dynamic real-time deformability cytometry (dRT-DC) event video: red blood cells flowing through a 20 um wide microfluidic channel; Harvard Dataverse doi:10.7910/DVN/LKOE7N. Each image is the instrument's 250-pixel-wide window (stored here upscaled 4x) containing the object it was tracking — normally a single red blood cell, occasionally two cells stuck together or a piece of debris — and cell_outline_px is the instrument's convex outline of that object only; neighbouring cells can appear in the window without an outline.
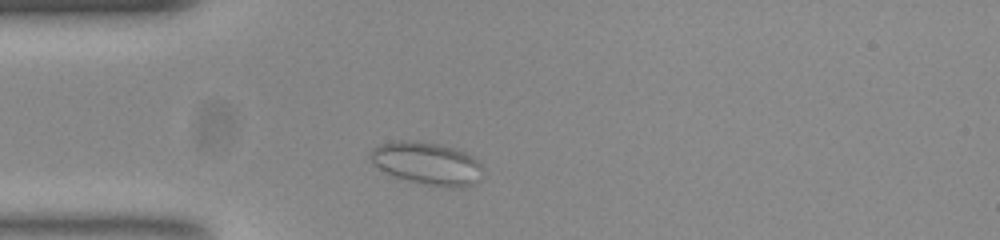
{"species": "common noctule bat (a hibernating species)", "species_latin": "Nyctalus noctula", "temperature_condition": "room temperature", "stored_images_in_passage": 46, "camera_frame_rate_fps": 3000, "um_per_image_px": 0.085, "animal": {"sex": "female", "body_mass_g": 23.0, "forearm_length_mm": 53.4}, "frame": {"image": 1, "passage_image": 5, "time_ms": 1.333, "image_size_px": [1000, 240], "cell_outline_px": [[480, 164], [472, 184], [460, 188], [448, 188], [424, 184], [408, 180], [396, 176], [380, 168], [372, 160], [372, 152], [380, 144], [392, 140], [420, 140], [440, 144], [456, 148], [468, 152]], "centroid_in_image_um": [36.29, 13.85], "position_along_channel_um": 48.7, "area_um2": 27.28}}
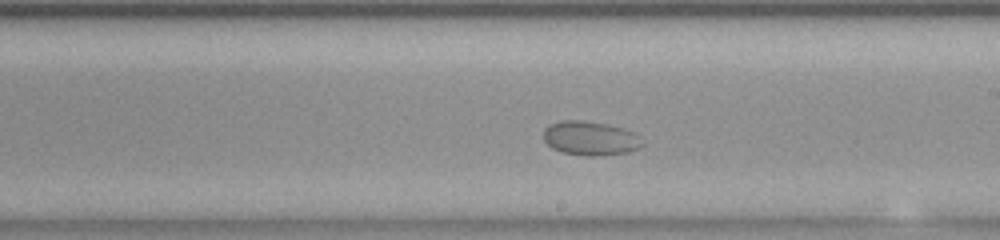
{"frame": {"image": 2, "passage_image": 22, "time_ms": 7.0, "image_size_px": [1000, 240], "cell_outline_px": [[644, 144], [640, 148], [628, 152], [600, 156], [584, 156], [564, 152], [552, 148], [544, 140], [544, 128], [548, 124], [560, 120], [580, 120], [604, 124], [620, 128], [632, 132]], "centroid_in_image_um": [50.13, 11.76], "position_along_channel_um": 238.9, "area_um2": 19.48}}
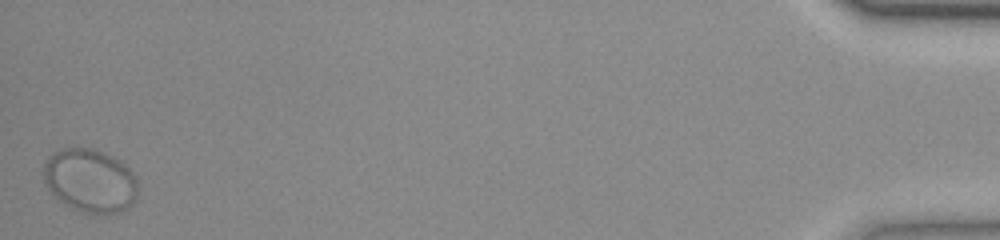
{"frame": {"image": 3, "passage_image": 46, "time_ms": 15.0, "image_size_px": [1000, 240], "cell_outline_px": [[136, 196], [132, 204], [116, 212], [80, 212], [72, 208], [60, 200], [48, 188], [44, 180], [44, 164], [48, 156], [52, 152], [64, 148], [88, 148], [100, 152], [120, 160], [124, 164], [136, 180]], "centroid_in_image_um": [7.61, 15.33], "position_along_channel_um": 427.6, "area_um2": 34.04}}